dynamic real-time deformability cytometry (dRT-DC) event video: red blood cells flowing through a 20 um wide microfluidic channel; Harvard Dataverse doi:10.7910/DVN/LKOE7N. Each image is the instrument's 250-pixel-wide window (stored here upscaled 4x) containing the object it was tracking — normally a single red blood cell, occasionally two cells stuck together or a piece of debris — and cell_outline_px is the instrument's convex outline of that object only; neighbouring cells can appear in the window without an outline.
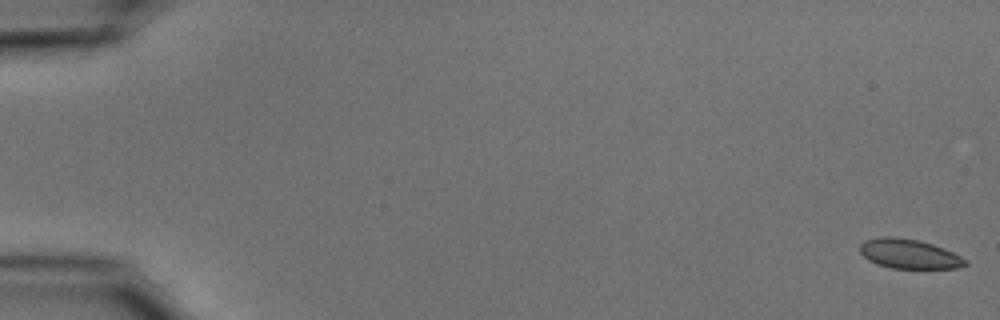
{"species": "common noctule bat (a hibernating species)", "species_latin": "Nyctalus noctula", "temperature_condition": "cold", "stored_images_in_passage": 55, "camera_frame_rate_fps": 3000, "um_per_image_px": 0.085, "animal": {"sex": "male", "body_mass_g": 15.6}, "frame": {"image": 1, "passage_image": 1, "time_ms": 0.0, "image_size_px": [1000, 320], "cell_outline_px": [[968, 264], [956, 268], [892, 268], [876, 264], [868, 260], [860, 252], [860, 244], [864, 240], [880, 236], [896, 236], [920, 240], [944, 248], [968, 260]], "centroid_in_image_um": [77.25, 21.56], "position_along_channel_um": 7.7, "area_um2": 18.26}}
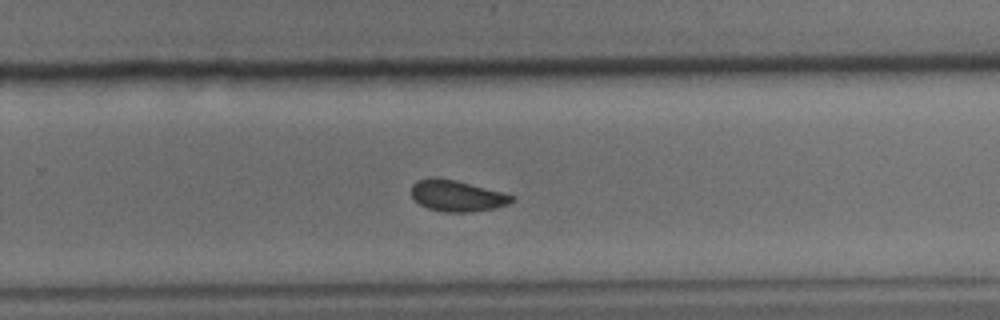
{"frame": {"image": 2, "passage_image": 37, "time_ms": 12.0, "image_size_px": [1000, 320], "cell_outline_px": [[516, 200], [508, 204], [496, 208], [472, 212], [444, 212], [428, 208], [420, 204], [412, 196], [412, 184], [416, 180], [428, 176], [436, 176], [456, 180], [516, 196]], "centroid_in_image_um": [38.84, 16.63], "position_along_channel_um": 291.0, "area_um2": 18.5}}
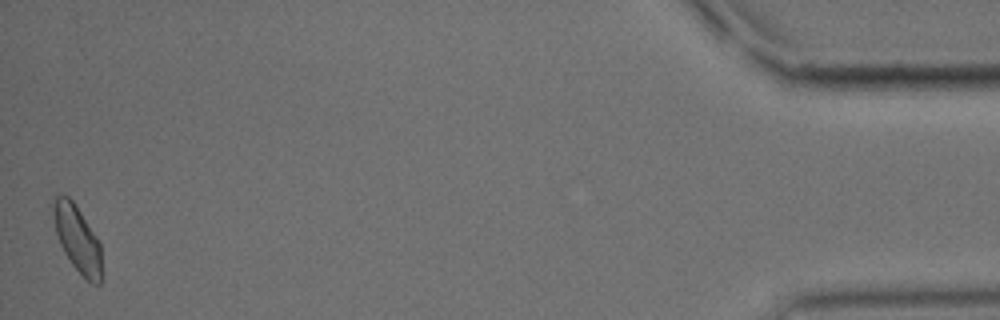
{"frame": {"image": 3, "passage_image": 55, "time_ms": 18.0, "image_size_px": [1000, 320], "cell_outline_px": [[100, 284], [92, 284], [72, 264], [64, 252], [60, 244], [56, 232], [52, 216], [52, 208], [56, 196], [68, 196], [76, 204], [100, 240]], "centroid_in_image_um": [6.57, 20.25], "position_along_channel_um": 428.6, "area_um2": 18.55}, "authors_computed_cell_mechanics": {"area_um2": 18.6694, "velocity_mm_per_s": 3.6869, "shape_relaxation_time_tau1_ms": 4.3673, "shape_relaxation_time_tau2_ms": 2.693, "deformation_change_tau1": 0.0702, "deformation_change_tau2": 0.0494}}